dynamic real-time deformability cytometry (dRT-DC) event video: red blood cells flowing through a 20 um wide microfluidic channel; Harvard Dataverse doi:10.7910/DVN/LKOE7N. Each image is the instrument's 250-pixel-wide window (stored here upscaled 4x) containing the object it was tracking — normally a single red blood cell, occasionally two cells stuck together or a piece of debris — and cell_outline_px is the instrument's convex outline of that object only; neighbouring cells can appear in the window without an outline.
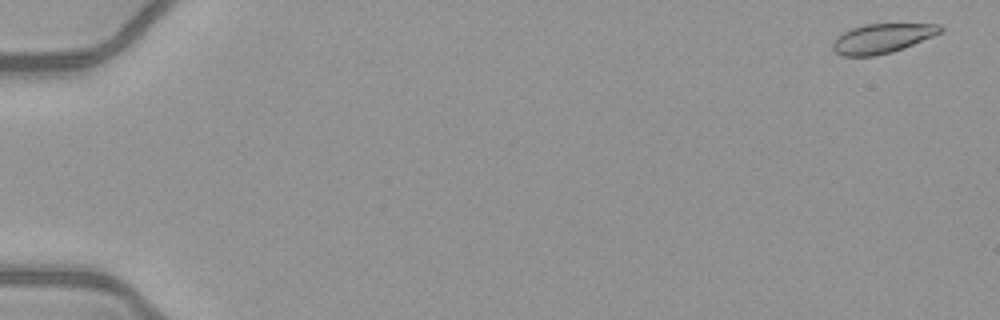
{"species": "common noctule bat (a hibernating species)", "species_latin": "Nyctalus noctula", "temperature_condition": "warm", "stored_images_in_passage": 52, "camera_frame_rate_fps": 3000, "um_per_image_px": 0.085, "animal": {"sex": "female", "body_mass_g": 21.9}, "frame": {"image": 1, "passage_image": 2, "time_ms": 0.333, "image_size_px": [1000, 320], "cell_outline_px": [[944, 28], [940, 32], [932, 36], [892, 52], [876, 56], [844, 56], [836, 52], [832, 48], [832, 44], [836, 36], [852, 28], [864, 24], [940, 24]], "centroid_in_image_um": [74.94, 3.26], "position_along_channel_um": 10.1, "area_um2": 18.26}}
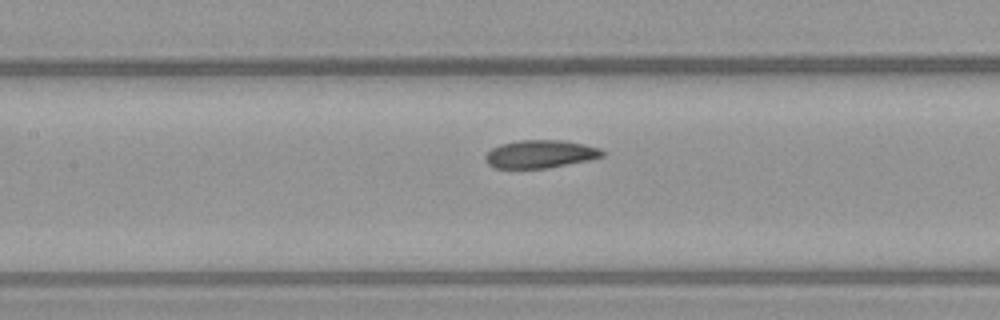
{"frame": {"image": 2, "passage_image": 26, "time_ms": 8.333, "image_size_px": [1000, 320], "cell_outline_px": [[604, 156], [592, 160], [544, 168], [496, 168], [488, 164], [484, 156], [492, 148], [500, 144], [516, 140], [564, 140], [584, 144], [600, 148], [604, 152]], "centroid_in_image_um": [45.94, 13.08], "position_along_channel_um": 161.5, "area_um2": 19.13}}
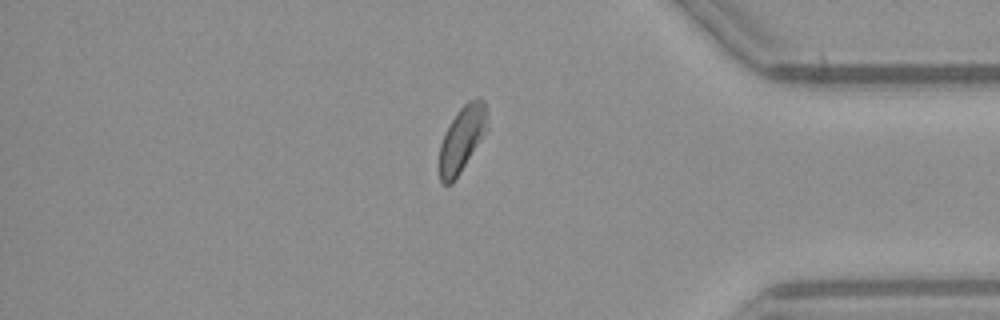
{"frame": {"image": 3, "passage_image": 45, "time_ms": 14.667, "image_size_px": [1000, 320], "cell_outline_px": [[488, 128], [484, 136], [452, 184], [444, 184], [440, 180], [440, 144], [444, 132], [456, 112], [468, 100], [480, 96], [484, 100], [488, 108]], "centroid_in_image_um": [39.31, 11.73], "position_along_channel_um": 395.9, "area_um2": 18.61}, "authors_computed_cell_mechanics": {"area_um2": 19.1318, "velocity_mm_per_s": 4.067, "shape_relaxation_time_tau1_ms": null, "shape_relaxation_time_tau2_ms": 3.8347, "deformation_change_tau1": null, "deformation_change_tau2": 0.1125}}